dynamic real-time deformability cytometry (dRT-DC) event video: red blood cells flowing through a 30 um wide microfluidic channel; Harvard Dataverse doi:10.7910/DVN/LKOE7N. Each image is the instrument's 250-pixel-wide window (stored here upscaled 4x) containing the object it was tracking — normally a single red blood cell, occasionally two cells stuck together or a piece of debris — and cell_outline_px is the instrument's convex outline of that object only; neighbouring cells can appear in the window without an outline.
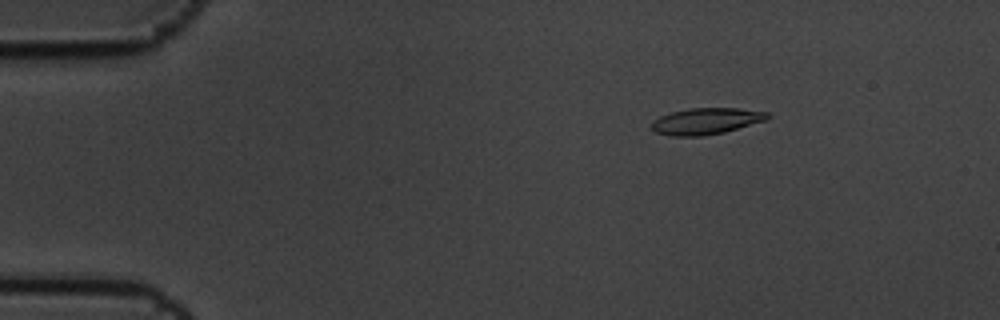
{"species": "common noctule bat (a hibernating species)", "species_latin": "Nyctalus noctula", "temperature_condition": "cold", "stored_images_in_passage": 10, "camera_frame_rate_fps": 3000, "um_per_image_px": 0.085, "animal": {"sex": "male", "body_mass_g": 19.5, "forearm_length_mm": 54.6}, "frame": {"image": 1, "passage_image": 2, "time_ms": 0.333, "image_size_px": [1000, 320], "cell_outline_px": [[772, 116], [768, 120], [724, 132], [700, 136], [668, 136], [656, 132], [652, 128], [652, 120], [660, 116], [672, 112], [688, 108], [740, 108], [768, 112]], "centroid_in_image_um": [60.05, 10.29], "position_along_channel_um": 24.9, "area_um2": 17.98}}
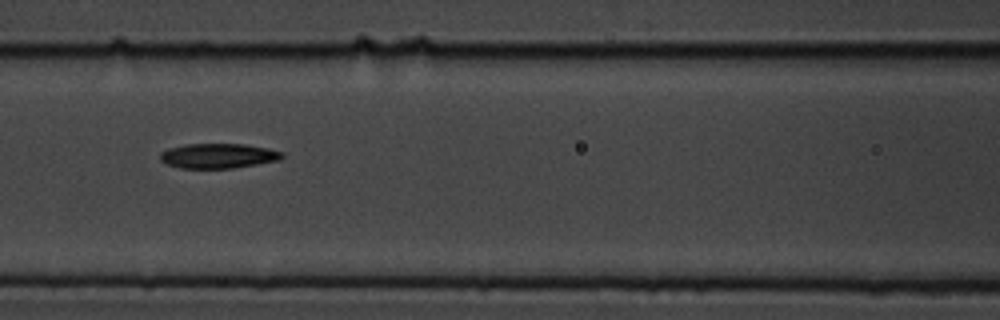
{"frame": {"image": 2, "passage_image": 7, "time_ms": 2.0, "image_size_px": [1000, 320], "cell_outline_px": [[284, 156], [280, 160], [232, 168], [180, 168], [168, 164], [160, 160], [160, 152], [168, 148], [184, 144], [244, 144], [268, 148], [284, 152]], "centroid_in_image_um": [18.55, 13.24], "position_along_channel_um": 148.0, "area_um2": 17.69}}
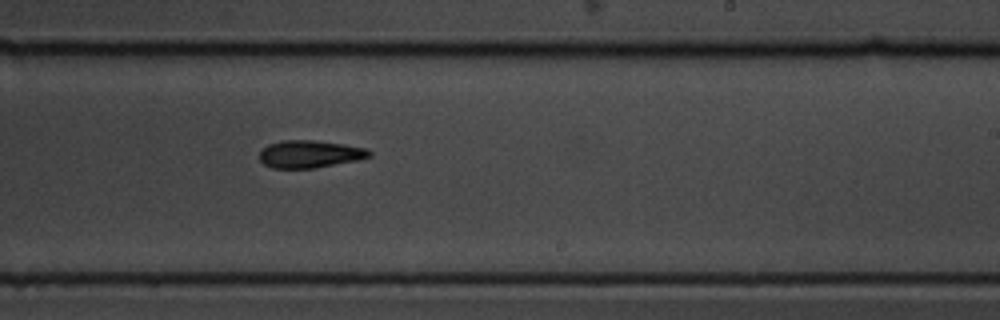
{"frame": {"image": 3, "passage_image": 10, "time_ms": 3.0, "image_size_px": [1000, 320], "cell_outline_px": [[372, 156], [356, 160], [312, 168], [272, 168], [264, 164], [260, 160], [260, 152], [268, 144], [280, 140], [312, 140], [344, 144], [368, 148], [372, 152]], "centroid_in_image_um": [26.34, 13.08], "position_along_channel_um": 262.7, "area_um2": 17.51}}